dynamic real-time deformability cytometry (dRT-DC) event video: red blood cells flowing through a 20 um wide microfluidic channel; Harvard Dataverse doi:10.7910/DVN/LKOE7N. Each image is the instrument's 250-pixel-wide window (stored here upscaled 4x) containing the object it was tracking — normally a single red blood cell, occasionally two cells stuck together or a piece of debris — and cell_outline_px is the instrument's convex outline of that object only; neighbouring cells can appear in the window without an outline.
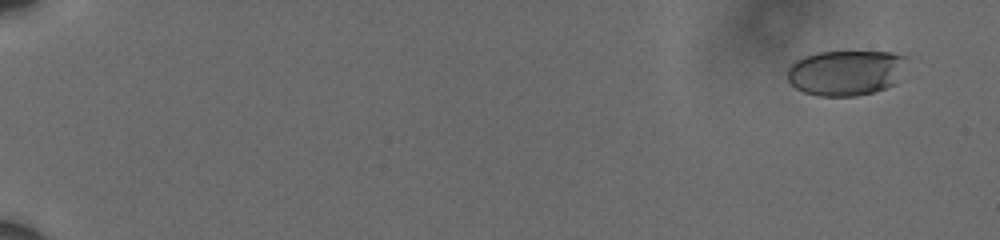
{"species": "human", "species_latin": "Homo sapiens", "temperature_condition": "cold", "stored_images_in_passage": 58, "camera_frame_rate_fps": 3000, "um_per_image_px": 0.085, "donor": {"sex": "male"}, "frame": {"image": 1, "passage_image": 1, "time_ms": 0.0, "image_size_px": [1000, 240], "cell_outline_px": [[904, 56], [896, 84], [872, 92], [856, 96], [820, 96], [804, 92], [796, 88], [788, 80], [788, 68], [796, 60], [804, 56], [820, 52], [892, 52]], "centroid_in_image_um": [71.84, 6.19], "position_along_channel_um": 13.2, "area_um2": 31.04}}
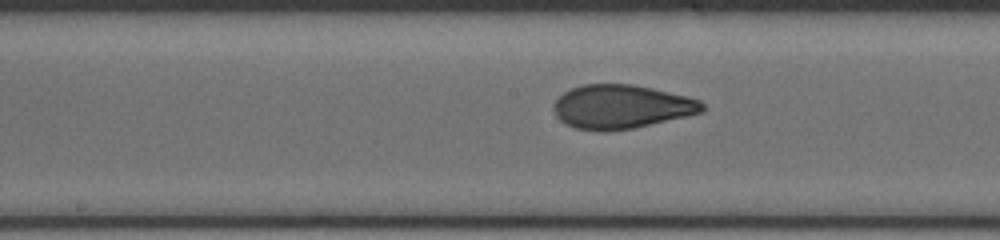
{"frame": {"image": 2, "passage_image": 32, "time_ms": 10.333, "image_size_px": [1000, 240], "cell_outline_px": [[704, 112], [636, 128], [604, 132], [600, 132], [576, 128], [564, 124], [556, 116], [556, 100], [564, 92], [572, 88], [584, 84], [632, 84], [652, 88], [688, 96], [700, 100], [704, 104]], "centroid_in_image_um": [52.86, 9.08], "position_along_channel_um": 195.3, "area_um2": 38.09}}
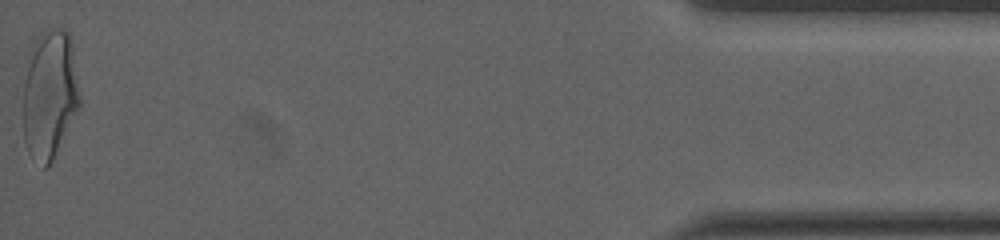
{"frame": {"image": 3, "passage_image": 58, "time_ms": 19.0, "image_size_px": [1000, 240], "cell_outline_px": [[80, 104], [48, 168], [44, 168], [28, 152], [24, 140], [24, 84], [28, 52], [32, 40], [48, 28], [64, 28], [68, 32], [72, 40], [80, 92]], "centroid_in_image_um": [4.22, 7.94], "position_along_channel_um": 431.0, "area_um2": 42.83}, "authors_computed_cell_mechanics": {"area_um2": 37.1076, "velocity_mm_per_s": 3.6092, "shape_relaxation_time_tau1_ms": 9.1197, "shape_relaxation_time_tau2_ms": 0.9432, "deformation_change_tau1": 0.2379, "deformation_change_tau2": 0.0682}}